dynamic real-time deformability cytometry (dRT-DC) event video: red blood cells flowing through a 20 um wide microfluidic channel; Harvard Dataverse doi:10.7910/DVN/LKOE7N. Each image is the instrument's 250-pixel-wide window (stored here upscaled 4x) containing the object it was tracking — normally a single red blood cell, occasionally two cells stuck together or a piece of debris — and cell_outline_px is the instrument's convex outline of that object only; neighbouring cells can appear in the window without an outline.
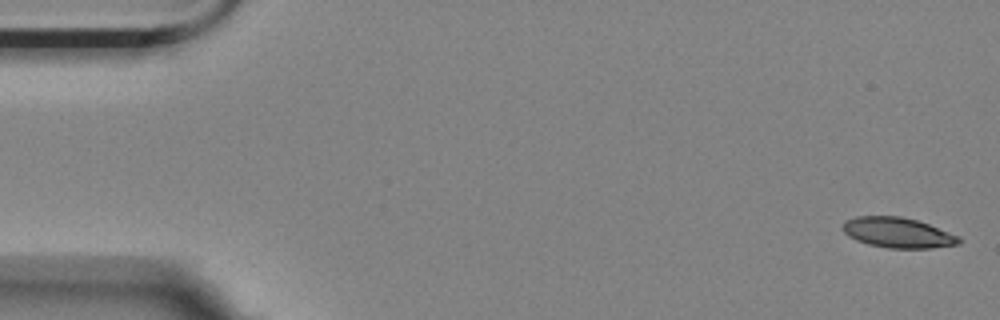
{"species": "Egyptian fruit bat (a non-hibernating species)", "species_latin": "Rousettus aegyptiacus", "temperature_condition": "room temperature", "stored_images_in_passage": 5, "camera_frame_rate_fps": 3000, "um_per_image_px": 0.085, "animal": {"sex": "female"}, "frame": {"image": 1, "passage_image": 1, "time_ms": 0.0, "image_size_px": [1000, 320], "cell_outline_px": [[964, 240], [960, 244], [932, 248], [888, 248], [868, 244], [856, 240], [848, 236], [844, 232], [844, 220], [856, 216], [900, 216], [916, 220], [928, 224], [960, 236]], "centroid_in_image_um": [76.34, 19.78], "position_along_channel_um": 8.7, "area_um2": 20.58}}
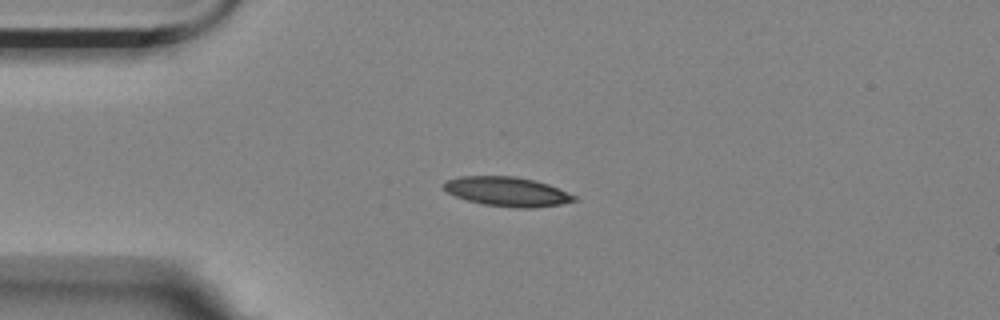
{"frame": {"image": 2, "passage_image": 4, "time_ms": 1.0, "image_size_px": [1000, 320], "cell_outline_px": [[576, 200], [560, 204], [536, 208], [516, 208], [484, 204], [468, 200], [456, 196], [448, 192], [444, 188], [444, 184], [448, 180], [460, 176], [516, 176], [536, 180], [548, 184], [576, 196]], "centroid_in_image_um": [43.13, 16.28], "position_along_channel_um": 41.9, "area_um2": 22.14}}